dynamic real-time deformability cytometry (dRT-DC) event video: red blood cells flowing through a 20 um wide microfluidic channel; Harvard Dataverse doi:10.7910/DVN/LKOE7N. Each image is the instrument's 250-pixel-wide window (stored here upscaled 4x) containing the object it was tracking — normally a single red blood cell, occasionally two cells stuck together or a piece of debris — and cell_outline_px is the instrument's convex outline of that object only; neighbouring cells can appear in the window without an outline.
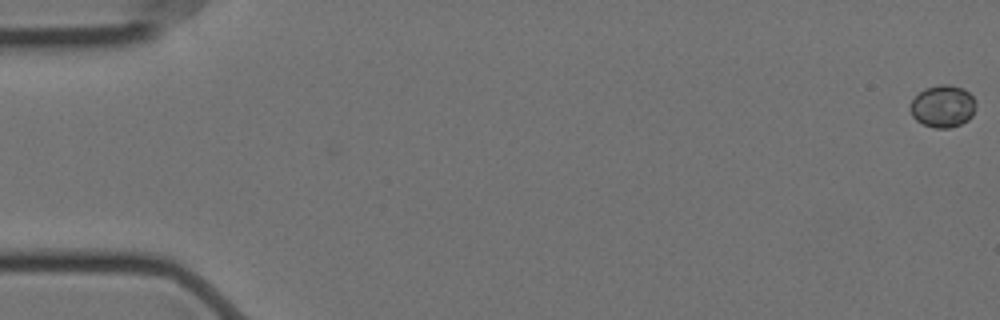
{"species": "Egyptian fruit bat (a non-hibernating species)", "species_latin": "Rousettus aegyptiacus", "temperature_condition": "cold", "stored_images_in_passage": 59, "camera_frame_rate_fps": 3000, "um_per_image_px": 0.085, "animal": {"sex": "female"}, "frame": {"image": 1, "passage_image": 1, "time_ms": 0.0, "image_size_px": [1000, 320], "cell_outline_px": [[976, 108], [972, 116], [968, 120], [960, 124], [948, 128], [936, 128], [924, 124], [916, 120], [912, 116], [912, 100], [924, 88], [940, 84], [948, 84], [964, 88], [976, 100]], "centroid_in_image_um": [80.18, 9.02], "position_along_channel_um": 4.8, "area_um2": 16.07}}
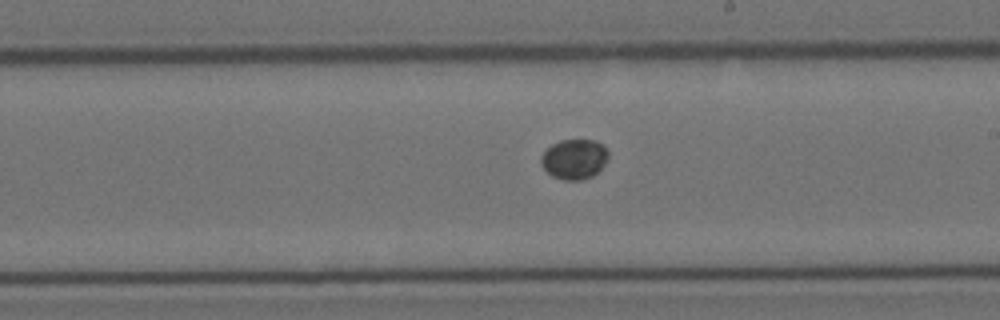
{"frame": {"image": 2, "passage_image": 34, "time_ms": 11.0, "image_size_px": [1000, 320], "cell_outline_px": [[608, 160], [592, 176], [580, 180], [564, 180], [552, 176], [540, 164], [540, 156], [552, 144], [560, 140], [596, 140], [604, 144], [608, 152]], "centroid_in_image_um": [48.81, 13.51], "position_along_channel_um": 240.2, "area_um2": 15.72}}
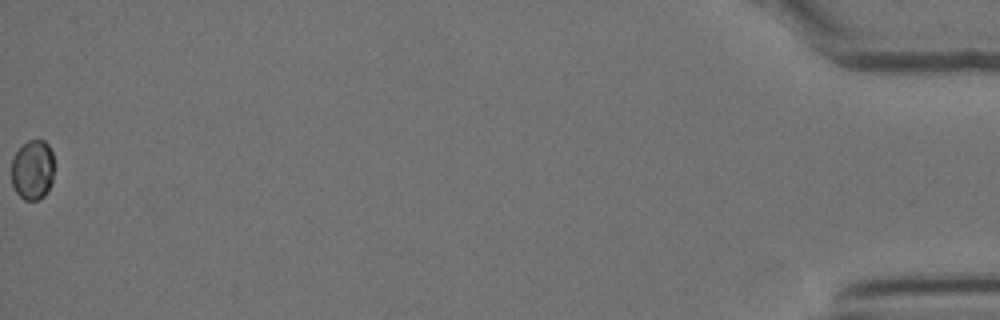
{"frame": {"image": 3, "passage_image": 59, "time_ms": 19.333, "image_size_px": [1000, 320], "cell_outline_px": [[52, 180], [44, 196], [40, 200], [24, 200], [16, 192], [12, 184], [12, 160], [16, 152], [28, 140], [44, 140], [48, 144], [52, 152]], "centroid_in_image_um": [2.76, 14.44], "position_along_channel_um": 432.4, "area_um2": 14.74}}